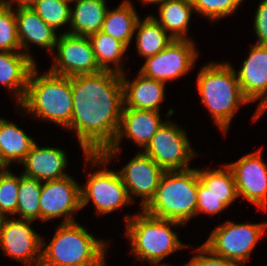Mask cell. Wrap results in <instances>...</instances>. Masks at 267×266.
I'll return each instance as SVG.
<instances>
[{"label":"cell","mask_w":267,"mask_h":266,"mask_svg":"<svg viewBox=\"0 0 267 266\" xmlns=\"http://www.w3.org/2000/svg\"><path fill=\"white\" fill-rule=\"evenodd\" d=\"M73 113L70 126L75 130L85 154H102L118 132L124 107L121 74L102 70L71 77Z\"/></svg>","instance_id":"cell-1"},{"label":"cell","mask_w":267,"mask_h":266,"mask_svg":"<svg viewBox=\"0 0 267 266\" xmlns=\"http://www.w3.org/2000/svg\"><path fill=\"white\" fill-rule=\"evenodd\" d=\"M38 75L36 66L29 76L23 100V110L30 111L33 118L47 119L66 128L70 126L73 113L71 77L46 72Z\"/></svg>","instance_id":"cell-2"},{"label":"cell","mask_w":267,"mask_h":266,"mask_svg":"<svg viewBox=\"0 0 267 266\" xmlns=\"http://www.w3.org/2000/svg\"><path fill=\"white\" fill-rule=\"evenodd\" d=\"M229 63H209L198 73L197 89L201 103L210 111L214 123L226 133L232 116L242 104L249 103L244 97L235 69Z\"/></svg>","instance_id":"cell-3"},{"label":"cell","mask_w":267,"mask_h":266,"mask_svg":"<svg viewBox=\"0 0 267 266\" xmlns=\"http://www.w3.org/2000/svg\"><path fill=\"white\" fill-rule=\"evenodd\" d=\"M106 244L78 222L61 223L50 243L42 248L39 266H105Z\"/></svg>","instance_id":"cell-4"},{"label":"cell","mask_w":267,"mask_h":266,"mask_svg":"<svg viewBox=\"0 0 267 266\" xmlns=\"http://www.w3.org/2000/svg\"><path fill=\"white\" fill-rule=\"evenodd\" d=\"M197 189V169L165 171L154 198L143 210L184 225L196 215Z\"/></svg>","instance_id":"cell-5"},{"label":"cell","mask_w":267,"mask_h":266,"mask_svg":"<svg viewBox=\"0 0 267 266\" xmlns=\"http://www.w3.org/2000/svg\"><path fill=\"white\" fill-rule=\"evenodd\" d=\"M125 219L126 235L131 241L132 252L140 260L156 265L167 255L187 247L170 227L183 225L177 221L157 218L144 210L133 218L125 215Z\"/></svg>","instance_id":"cell-6"},{"label":"cell","mask_w":267,"mask_h":266,"mask_svg":"<svg viewBox=\"0 0 267 266\" xmlns=\"http://www.w3.org/2000/svg\"><path fill=\"white\" fill-rule=\"evenodd\" d=\"M266 227V223L235 224L227 220L213 230L204 245L214 254L242 264L248 260Z\"/></svg>","instance_id":"cell-7"},{"label":"cell","mask_w":267,"mask_h":266,"mask_svg":"<svg viewBox=\"0 0 267 266\" xmlns=\"http://www.w3.org/2000/svg\"><path fill=\"white\" fill-rule=\"evenodd\" d=\"M144 152L164 171L190 169L189 161L194 154L183 129L171 121H165L152 137Z\"/></svg>","instance_id":"cell-8"},{"label":"cell","mask_w":267,"mask_h":266,"mask_svg":"<svg viewBox=\"0 0 267 266\" xmlns=\"http://www.w3.org/2000/svg\"><path fill=\"white\" fill-rule=\"evenodd\" d=\"M159 111L123 108L120 125L112 145L102 154H85V161L92 165H105L110 158L118 154L119 141L125 137L132 139L140 147H146L159 127L164 123L160 120Z\"/></svg>","instance_id":"cell-9"},{"label":"cell","mask_w":267,"mask_h":266,"mask_svg":"<svg viewBox=\"0 0 267 266\" xmlns=\"http://www.w3.org/2000/svg\"><path fill=\"white\" fill-rule=\"evenodd\" d=\"M198 57L191 39H173L162 51L147 57L139 73L166 83L189 72Z\"/></svg>","instance_id":"cell-10"},{"label":"cell","mask_w":267,"mask_h":266,"mask_svg":"<svg viewBox=\"0 0 267 266\" xmlns=\"http://www.w3.org/2000/svg\"><path fill=\"white\" fill-rule=\"evenodd\" d=\"M55 48L58 54L49 70L52 73L73 77L102 71L88 36L62 33L57 38Z\"/></svg>","instance_id":"cell-11"},{"label":"cell","mask_w":267,"mask_h":266,"mask_svg":"<svg viewBox=\"0 0 267 266\" xmlns=\"http://www.w3.org/2000/svg\"><path fill=\"white\" fill-rule=\"evenodd\" d=\"M81 209L93 202L96 211L108 214L131 203L119 172L102 169L88 174V181L80 187Z\"/></svg>","instance_id":"cell-12"},{"label":"cell","mask_w":267,"mask_h":266,"mask_svg":"<svg viewBox=\"0 0 267 266\" xmlns=\"http://www.w3.org/2000/svg\"><path fill=\"white\" fill-rule=\"evenodd\" d=\"M80 209V186L69 175L62 179L42 183L40 194V219L42 221L65 216L61 223L74 222L73 214Z\"/></svg>","instance_id":"cell-13"},{"label":"cell","mask_w":267,"mask_h":266,"mask_svg":"<svg viewBox=\"0 0 267 266\" xmlns=\"http://www.w3.org/2000/svg\"><path fill=\"white\" fill-rule=\"evenodd\" d=\"M32 222L21 218L12 220L5 216L0 228V245L4 253L13 259L25 262L27 266L35 261L34 266H39L45 242L29 226Z\"/></svg>","instance_id":"cell-14"},{"label":"cell","mask_w":267,"mask_h":266,"mask_svg":"<svg viewBox=\"0 0 267 266\" xmlns=\"http://www.w3.org/2000/svg\"><path fill=\"white\" fill-rule=\"evenodd\" d=\"M261 150L247 154L227 164L233 172L238 196L242 195L258 208L267 206V165L262 161Z\"/></svg>","instance_id":"cell-15"},{"label":"cell","mask_w":267,"mask_h":266,"mask_svg":"<svg viewBox=\"0 0 267 266\" xmlns=\"http://www.w3.org/2000/svg\"><path fill=\"white\" fill-rule=\"evenodd\" d=\"M118 172L130 200L133 202L131 194L141 197L143 210L154 198L165 171L148 155L139 152Z\"/></svg>","instance_id":"cell-16"},{"label":"cell","mask_w":267,"mask_h":266,"mask_svg":"<svg viewBox=\"0 0 267 266\" xmlns=\"http://www.w3.org/2000/svg\"><path fill=\"white\" fill-rule=\"evenodd\" d=\"M242 65L235 73L244 97L249 102L262 98L252 117L255 121L267 109V45L255 44Z\"/></svg>","instance_id":"cell-17"},{"label":"cell","mask_w":267,"mask_h":266,"mask_svg":"<svg viewBox=\"0 0 267 266\" xmlns=\"http://www.w3.org/2000/svg\"><path fill=\"white\" fill-rule=\"evenodd\" d=\"M65 151L55 147H39L36 142L21 162L24 165L23 176L41 182L62 179L68 175L63 169L67 165Z\"/></svg>","instance_id":"cell-18"},{"label":"cell","mask_w":267,"mask_h":266,"mask_svg":"<svg viewBox=\"0 0 267 266\" xmlns=\"http://www.w3.org/2000/svg\"><path fill=\"white\" fill-rule=\"evenodd\" d=\"M36 66L32 56L22 51H0V83L10 91L20 103L26 93L31 71Z\"/></svg>","instance_id":"cell-19"},{"label":"cell","mask_w":267,"mask_h":266,"mask_svg":"<svg viewBox=\"0 0 267 266\" xmlns=\"http://www.w3.org/2000/svg\"><path fill=\"white\" fill-rule=\"evenodd\" d=\"M15 11L20 48L25 49L28 43H35L52 53L58 38L55 30L29 6H17Z\"/></svg>","instance_id":"cell-20"},{"label":"cell","mask_w":267,"mask_h":266,"mask_svg":"<svg viewBox=\"0 0 267 266\" xmlns=\"http://www.w3.org/2000/svg\"><path fill=\"white\" fill-rule=\"evenodd\" d=\"M123 85V108L159 111L160 103L164 100L165 83L147 78L141 73L134 81L126 80L121 74Z\"/></svg>","instance_id":"cell-21"},{"label":"cell","mask_w":267,"mask_h":266,"mask_svg":"<svg viewBox=\"0 0 267 266\" xmlns=\"http://www.w3.org/2000/svg\"><path fill=\"white\" fill-rule=\"evenodd\" d=\"M70 8L71 30L65 33L90 36L102 29L108 11L105 0H77Z\"/></svg>","instance_id":"cell-22"},{"label":"cell","mask_w":267,"mask_h":266,"mask_svg":"<svg viewBox=\"0 0 267 266\" xmlns=\"http://www.w3.org/2000/svg\"><path fill=\"white\" fill-rule=\"evenodd\" d=\"M192 0H164L160 4L159 19L153 17L173 39L185 40L190 16L193 12Z\"/></svg>","instance_id":"cell-23"},{"label":"cell","mask_w":267,"mask_h":266,"mask_svg":"<svg viewBox=\"0 0 267 266\" xmlns=\"http://www.w3.org/2000/svg\"><path fill=\"white\" fill-rule=\"evenodd\" d=\"M34 143L15 123L0 118V154L8 166L13 161L21 163Z\"/></svg>","instance_id":"cell-24"},{"label":"cell","mask_w":267,"mask_h":266,"mask_svg":"<svg viewBox=\"0 0 267 266\" xmlns=\"http://www.w3.org/2000/svg\"><path fill=\"white\" fill-rule=\"evenodd\" d=\"M139 19L130 0H125L117 9L107 11L101 31L129 47Z\"/></svg>","instance_id":"cell-25"},{"label":"cell","mask_w":267,"mask_h":266,"mask_svg":"<svg viewBox=\"0 0 267 266\" xmlns=\"http://www.w3.org/2000/svg\"><path fill=\"white\" fill-rule=\"evenodd\" d=\"M137 50L142 57H150L162 51L173 38L153 18L148 16L145 20L137 22Z\"/></svg>","instance_id":"cell-26"},{"label":"cell","mask_w":267,"mask_h":266,"mask_svg":"<svg viewBox=\"0 0 267 266\" xmlns=\"http://www.w3.org/2000/svg\"><path fill=\"white\" fill-rule=\"evenodd\" d=\"M88 38L91 42L96 61L102 70L114 71L120 74L124 73L123 65L119 62L128 49L124 43L101 30L91 34ZM110 62L116 66L114 69L110 68Z\"/></svg>","instance_id":"cell-27"},{"label":"cell","mask_w":267,"mask_h":266,"mask_svg":"<svg viewBox=\"0 0 267 266\" xmlns=\"http://www.w3.org/2000/svg\"><path fill=\"white\" fill-rule=\"evenodd\" d=\"M227 170H226V169ZM217 170L197 169L199 181L217 197H225V206H229L237 197V189L232 170L226 164Z\"/></svg>","instance_id":"cell-28"},{"label":"cell","mask_w":267,"mask_h":266,"mask_svg":"<svg viewBox=\"0 0 267 266\" xmlns=\"http://www.w3.org/2000/svg\"><path fill=\"white\" fill-rule=\"evenodd\" d=\"M41 181L20 175L16 214L22 219L34 221L40 219Z\"/></svg>","instance_id":"cell-29"},{"label":"cell","mask_w":267,"mask_h":266,"mask_svg":"<svg viewBox=\"0 0 267 266\" xmlns=\"http://www.w3.org/2000/svg\"><path fill=\"white\" fill-rule=\"evenodd\" d=\"M69 4L67 0H35L29 7L56 31L67 22L70 23Z\"/></svg>","instance_id":"cell-30"},{"label":"cell","mask_w":267,"mask_h":266,"mask_svg":"<svg viewBox=\"0 0 267 266\" xmlns=\"http://www.w3.org/2000/svg\"><path fill=\"white\" fill-rule=\"evenodd\" d=\"M23 51L19 45L15 12L12 6L0 3V51Z\"/></svg>","instance_id":"cell-31"},{"label":"cell","mask_w":267,"mask_h":266,"mask_svg":"<svg viewBox=\"0 0 267 266\" xmlns=\"http://www.w3.org/2000/svg\"><path fill=\"white\" fill-rule=\"evenodd\" d=\"M20 176L6 170L0 178V213L15 214L18 202Z\"/></svg>","instance_id":"cell-32"},{"label":"cell","mask_w":267,"mask_h":266,"mask_svg":"<svg viewBox=\"0 0 267 266\" xmlns=\"http://www.w3.org/2000/svg\"><path fill=\"white\" fill-rule=\"evenodd\" d=\"M243 0H192L194 10L215 21L233 13Z\"/></svg>","instance_id":"cell-33"},{"label":"cell","mask_w":267,"mask_h":266,"mask_svg":"<svg viewBox=\"0 0 267 266\" xmlns=\"http://www.w3.org/2000/svg\"><path fill=\"white\" fill-rule=\"evenodd\" d=\"M225 208V197L214 196L198 178L196 215L200 214L199 212L214 215Z\"/></svg>","instance_id":"cell-34"},{"label":"cell","mask_w":267,"mask_h":266,"mask_svg":"<svg viewBox=\"0 0 267 266\" xmlns=\"http://www.w3.org/2000/svg\"><path fill=\"white\" fill-rule=\"evenodd\" d=\"M195 251L200 252L193 256L186 266H240L241 263L228 260L222 256L214 254L204 244ZM210 254V255H206Z\"/></svg>","instance_id":"cell-35"},{"label":"cell","mask_w":267,"mask_h":266,"mask_svg":"<svg viewBox=\"0 0 267 266\" xmlns=\"http://www.w3.org/2000/svg\"><path fill=\"white\" fill-rule=\"evenodd\" d=\"M254 29L258 38V45H267V0H261L257 7Z\"/></svg>","instance_id":"cell-36"},{"label":"cell","mask_w":267,"mask_h":266,"mask_svg":"<svg viewBox=\"0 0 267 266\" xmlns=\"http://www.w3.org/2000/svg\"><path fill=\"white\" fill-rule=\"evenodd\" d=\"M16 2L17 6H30L35 0H0V3L12 6V2Z\"/></svg>","instance_id":"cell-37"},{"label":"cell","mask_w":267,"mask_h":266,"mask_svg":"<svg viewBox=\"0 0 267 266\" xmlns=\"http://www.w3.org/2000/svg\"><path fill=\"white\" fill-rule=\"evenodd\" d=\"M164 0H142V2H144V3H157V4H161L162 2H163Z\"/></svg>","instance_id":"cell-38"},{"label":"cell","mask_w":267,"mask_h":266,"mask_svg":"<svg viewBox=\"0 0 267 266\" xmlns=\"http://www.w3.org/2000/svg\"><path fill=\"white\" fill-rule=\"evenodd\" d=\"M0 167H9V166L5 163V161L2 159L1 154H0Z\"/></svg>","instance_id":"cell-39"},{"label":"cell","mask_w":267,"mask_h":266,"mask_svg":"<svg viewBox=\"0 0 267 266\" xmlns=\"http://www.w3.org/2000/svg\"><path fill=\"white\" fill-rule=\"evenodd\" d=\"M9 167H0V178Z\"/></svg>","instance_id":"cell-40"},{"label":"cell","mask_w":267,"mask_h":266,"mask_svg":"<svg viewBox=\"0 0 267 266\" xmlns=\"http://www.w3.org/2000/svg\"><path fill=\"white\" fill-rule=\"evenodd\" d=\"M3 219H4V216L0 213V228H1V225H2V222H3Z\"/></svg>","instance_id":"cell-41"}]
</instances>
